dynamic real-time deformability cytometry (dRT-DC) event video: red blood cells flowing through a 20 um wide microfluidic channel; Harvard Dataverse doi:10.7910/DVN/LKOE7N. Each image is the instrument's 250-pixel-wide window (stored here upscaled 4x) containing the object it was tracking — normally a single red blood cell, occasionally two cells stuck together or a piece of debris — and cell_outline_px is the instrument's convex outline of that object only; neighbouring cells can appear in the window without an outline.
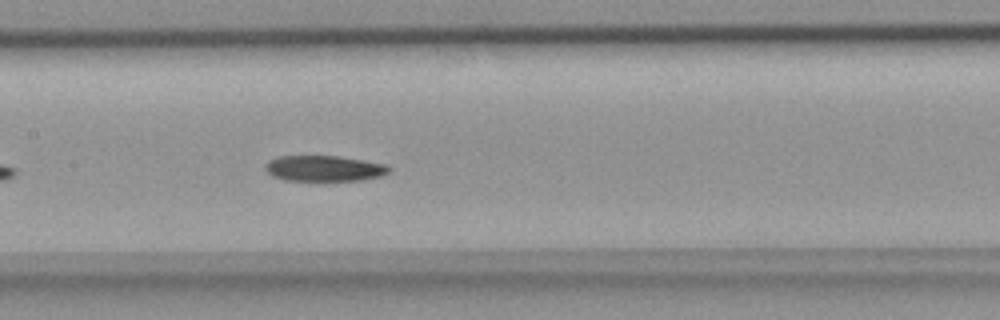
{"species": "common noctule bat (a hibernating species)", "species_latin": "Nyctalus noctula", "temperature_condition": "room temperature", "stored_images_in_passage": 37, "camera_frame_rate_fps": 3000, "um_per_image_px": 0.085, "animal": {"sex": "female", "body_mass_g": 18.4}, "frame": {"image": 1, "passage_image": 12, "time_ms": 3.667, "image_size_px": [1000, 320], "cell_outline_px": [[392, 168], [388, 172], [380, 176], [364, 180], [284, 180], [272, 176], [264, 168], [264, 164], [268, 160], [280, 156], [340, 156], [388, 164]], "centroid_in_image_um": [27.56, 14.3], "position_along_channel_um": 179.8, "area_um2": 18.67}}
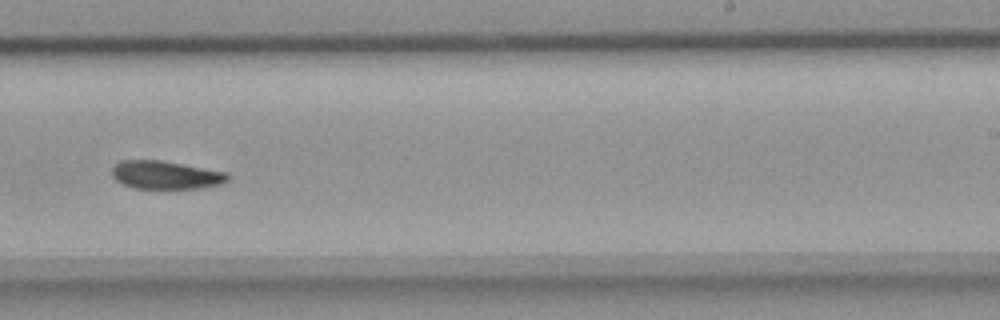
{"frame": {"image": 2, "passage_image": 19, "time_ms": 6.0, "image_size_px": [1000, 320], "cell_outline_px": [[228, 180], [220, 184], [196, 188], [132, 188], [116, 180], [112, 176], [112, 164], [120, 160], [160, 160], [224, 172], [228, 176]], "centroid_in_image_um": [13.99, 14.86], "position_along_channel_um": 275.0, "area_um2": 18.73}}
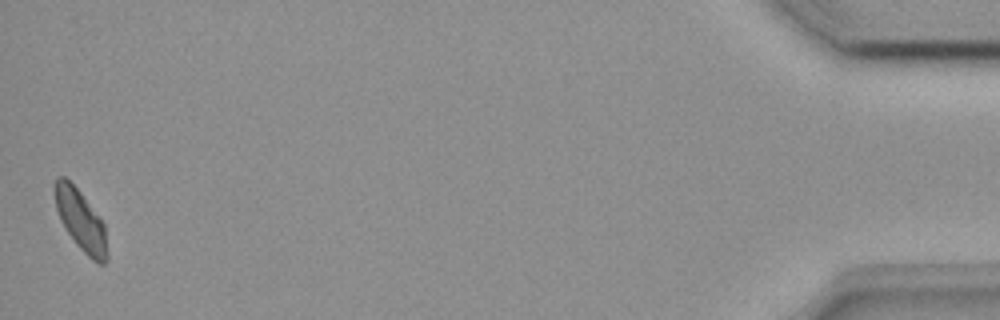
{"frame": {"image": 3, "passage_image": 37, "time_ms": 12.0, "image_size_px": [1000, 320], "cell_outline_px": [[108, 260], [104, 264], [100, 264], [92, 260], [76, 244], [60, 220], [56, 208], [52, 188], [52, 184], [56, 176], [64, 176], [80, 192], [100, 216], [104, 224], [108, 256]], "centroid_in_image_um": [6.84, 18.7], "position_along_channel_um": 428.4, "area_um2": 18.79}}